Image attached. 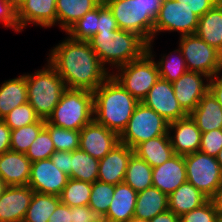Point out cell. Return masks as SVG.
Masks as SVG:
<instances>
[{
  "label": "cell",
  "mask_w": 222,
  "mask_h": 222,
  "mask_svg": "<svg viewBox=\"0 0 222 222\" xmlns=\"http://www.w3.org/2000/svg\"><path fill=\"white\" fill-rule=\"evenodd\" d=\"M216 222H222V214H218Z\"/></svg>",
  "instance_id": "60"
},
{
  "label": "cell",
  "mask_w": 222,
  "mask_h": 222,
  "mask_svg": "<svg viewBox=\"0 0 222 222\" xmlns=\"http://www.w3.org/2000/svg\"><path fill=\"white\" fill-rule=\"evenodd\" d=\"M99 5H108L110 2L114 1V0H96Z\"/></svg>",
  "instance_id": "58"
},
{
  "label": "cell",
  "mask_w": 222,
  "mask_h": 222,
  "mask_svg": "<svg viewBox=\"0 0 222 222\" xmlns=\"http://www.w3.org/2000/svg\"><path fill=\"white\" fill-rule=\"evenodd\" d=\"M32 162L24 153L7 151L0 154V177L7 186H26Z\"/></svg>",
  "instance_id": "21"
},
{
  "label": "cell",
  "mask_w": 222,
  "mask_h": 222,
  "mask_svg": "<svg viewBox=\"0 0 222 222\" xmlns=\"http://www.w3.org/2000/svg\"><path fill=\"white\" fill-rule=\"evenodd\" d=\"M99 160L82 149L72 151L71 174L69 178L94 183L98 180Z\"/></svg>",
  "instance_id": "31"
},
{
  "label": "cell",
  "mask_w": 222,
  "mask_h": 222,
  "mask_svg": "<svg viewBox=\"0 0 222 222\" xmlns=\"http://www.w3.org/2000/svg\"><path fill=\"white\" fill-rule=\"evenodd\" d=\"M199 16L175 0H163L153 27V42L160 32H179L180 36L195 34Z\"/></svg>",
  "instance_id": "11"
},
{
  "label": "cell",
  "mask_w": 222,
  "mask_h": 222,
  "mask_svg": "<svg viewBox=\"0 0 222 222\" xmlns=\"http://www.w3.org/2000/svg\"><path fill=\"white\" fill-rule=\"evenodd\" d=\"M148 13L156 19L163 0H136Z\"/></svg>",
  "instance_id": "51"
},
{
  "label": "cell",
  "mask_w": 222,
  "mask_h": 222,
  "mask_svg": "<svg viewBox=\"0 0 222 222\" xmlns=\"http://www.w3.org/2000/svg\"><path fill=\"white\" fill-rule=\"evenodd\" d=\"M45 128L51 136L55 151L72 152L79 148L80 131L56 127L47 121L45 122Z\"/></svg>",
  "instance_id": "38"
},
{
  "label": "cell",
  "mask_w": 222,
  "mask_h": 222,
  "mask_svg": "<svg viewBox=\"0 0 222 222\" xmlns=\"http://www.w3.org/2000/svg\"><path fill=\"white\" fill-rule=\"evenodd\" d=\"M99 6L72 25L66 35L77 41L88 42L98 32Z\"/></svg>",
  "instance_id": "36"
},
{
  "label": "cell",
  "mask_w": 222,
  "mask_h": 222,
  "mask_svg": "<svg viewBox=\"0 0 222 222\" xmlns=\"http://www.w3.org/2000/svg\"><path fill=\"white\" fill-rule=\"evenodd\" d=\"M187 182L211 199L222 186V170L216 157L201 151L184 155Z\"/></svg>",
  "instance_id": "8"
},
{
  "label": "cell",
  "mask_w": 222,
  "mask_h": 222,
  "mask_svg": "<svg viewBox=\"0 0 222 222\" xmlns=\"http://www.w3.org/2000/svg\"><path fill=\"white\" fill-rule=\"evenodd\" d=\"M10 127L0 119V154L10 151Z\"/></svg>",
  "instance_id": "49"
},
{
  "label": "cell",
  "mask_w": 222,
  "mask_h": 222,
  "mask_svg": "<svg viewBox=\"0 0 222 222\" xmlns=\"http://www.w3.org/2000/svg\"><path fill=\"white\" fill-rule=\"evenodd\" d=\"M195 34L222 54V0L199 17Z\"/></svg>",
  "instance_id": "26"
},
{
  "label": "cell",
  "mask_w": 222,
  "mask_h": 222,
  "mask_svg": "<svg viewBox=\"0 0 222 222\" xmlns=\"http://www.w3.org/2000/svg\"><path fill=\"white\" fill-rule=\"evenodd\" d=\"M168 134L175 154L184 156L199 151L202 132L189 115L170 122Z\"/></svg>",
  "instance_id": "16"
},
{
  "label": "cell",
  "mask_w": 222,
  "mask_h": 222,
  "mask_svg": "<svg viewBox=\"0 0 222 222\" xmlns=\"http://www.w3.org/2000/svg\"><path fill=\"white\" fill-rule=\"evenodd\" d=\"M209 80L207 75L187 71L172 83L175 97L187 115L196 108L199 101L209 91Z\"/></svg>",
  "instance_id": "14"
},
{
  "label": "cell",
  "mask_w": 222,
  "mask_h": 222,
  "mask_svg": "<svg viewBox=\"0 0 222 222\" xmlns=\"http://www.w3.org/2000/svg\"><path fill=\"white\" fill-rule=\"evenodd\" d=\"M218 212L211 199L199 208L180 216V222H216Z\"/></svg>",
  "instance_id": "41"
},
{
  "label": "cell",
  "mask_w": 222,
  "mask_h": 222,
  "mask_svg": "<svg viewBox=\"0 0 222 222\" xmlns=\"http://www.w3.org/2000/svg\"><path fill=\"white\" fill-rule=\"evenodd\" d=\"M209 198L191 183L185 182L168 196V210L181 216L193 209L199 208Z\"/></svg>",
  "instance_id": "24"
},
{
  "label": "cell",
  "mask_w": 222,
  "mask_h": 222,
  "mask_svg": "<svg viewBox=\"0 0 222 222\" xmlns=\"http://www.w3.org/2000/svg\"><path fill=\"white\" fill-rule=\"evenodd\" d=\"M103 66L119 68L140 58L147 51V42L137 33L116 29L97 32L88 41Z\"/></svg>",
  "instance_id": "3"
},
{
  "label": "cell",
  "mask_w": 222,
  "mask_h": 222,
  "mask_svg": "<svg viewBox=\"0 0 222 222\" xmlns=\"http://www.w3.org/2000/svg\"><path fill=\"white\" fill-rule=\"evenodd\" d=\"M120 143L117 133L98 124L95 120L80 130L79 148L100 160Z\"/></svg>",
  "instance_id": "15"
},
{
  "label": "cell",
  "mask_w": 222,
  "mask_h": 222,
  "mask_svg": "<svg viewBox=\"0 0 222 222\" xmlns=\"http://www.w3.org/2000/svg\"><path fill=\"white\" fill-rule=\"evenodd\" d=\"M168 125L169 122L166 119L140 102L136 106L127 127L119 136L120 143L134 149L142 142L167 134Z\"/></svg>",
  "instance_id": "7"
},
{
  "label": "cell",
  "mask_w": 222,
  "mask_h": 222,
  "mask_svg": "<svg viewBox=\"0 0 222 222\" xmlns=\"http://www.w3.org/2000/svg\"><path fill=\"white\" fill-rule=\"evenodd\" d=\"M178 47L188 71L202 73L209 78L220 73L222 54L196 34L180 36Z\"/></svg>",
  "instance_id": "9"
},
{
  "label": "cell",
  "mask_w": 222,
  "mask_h": 222,
  "mask_svg": "<svg viewBox=\"0 0 222 222\" xmlns=\"http://www.w3.org/2000/svg\"><path fill=\"white\" fill-rule=\"evenodd\" d=\"M218 214H222V186L218 189L217 193L211 198Z\"/></svg>",
  "instance_id": "53"
},
{
  "label": "cell",
  "mask_w": 222,
  "mask_h": 222,
  "mask_svg": "<svg viewBox=\"0 0 222 222\" xmlns=\"http://www.w3.org/2000/svg\"><path fill=\"white\" fill-rule=\"evenodd\" d=\"M19 32L28 24L51 28L57 24L56 0H25L17 10Z\"/></svg>",
  "instance_id": "17"
},
{
  "label": "cell",
  "mask_w": 222,
  "mask_h": 222,
  "mask_svg": "<svg viewBox=\"0 0 222 222\" xmlns=\"http://www.w3.org/2000/svg\"><path fill=\"white\" fill-rule=\"evenodd\" d=\"M187 182L184 156L175 154L162 165L153 167L152 185L169 196Z\"/></svg>",
  "instance_id": "20"
},
{
  "label": "cell",
  "mask_w": 222,
  "mask_h": 222,
  "mask_svg": "<svg viewBox=\"0 0 222 222\" xmlns=\"http://www.w3.org/2000/svg\"><path fill=\"white\" fill-rule=\"evenodd\" d=\"M93 120V92L84 89L66 88L47 122L56 127L80 131Z\"/></svg>",
  "instance_id": "5"
},
{
  "label": "cell",
  "mask_w": 222,
  "mask_h": 222,
  "mask_svg": "<svg viewBox=\"0 0 222 222\" xmlns=\"http://www.w3.org/2000/svg\"><path fill=\"white\" fill-rule=\"evenodd\" d=\"M181 5L186 6L199 17L203 16L207 11L212 9L221 0H175Z\"/></svg>",
  "instance_id": "45"
},
{
  "label": "cell",
  "mask_w": 222,
  "mask_h": 222,
  "mask_svg": "<svg viewBox=\"0 0 222 222\" xmlns=\"http://www.w3.org/2000/svg\"><path fill=\"white\" fill-rule=\"evenodd\" d=\"M107 6L118 28L137 33L147 43L153 41L155 19L136 0H114Z\"/></svg>",
  "instance_id": "10"
},
{
  "label": "cell",
  "mask_w": 222,
  "mask_h": 222,
  "mask_svg": "<svg viewBox=\"0 0 222 222\" xmlns=\"http://www.w3.org/2000/svg\"><path fill=\"white\" fill-rule=\"evenodd\" d=\"M0 22L19 33L17 10L7 0H0Z\"/></svg>",
  "instance_id": "43"
},
{
  "label": "cell",
  "mask_w": 222,
  "mask_h": 222,
  "mask_svg": "<svg viewBox=\"0 0 222 222\" xmlns=\"http://www.w3.org/2000/svg\"><path fill=\"white\" fill-rule=\"evenodd\" d=\"M133 153L134 149L123 143L116 145L99 160L98 181L111 185L124 182L127 164Z\"/></svg>",
  "instance_id": "19"
},
{
  "label": "cell",
  "mask_w": 222,
  "mask_h": 222,
  "mask_svg": "<svg viewBox=\"0 0 222 222\" xmlns=\"http://www.w3.org/2000/svg\"><path fill=\"white\" fill-rule=\"evenodd\" d=\"M54 152V143L51 140L48 130L44 127L30 145L26 156L33 163L39 160L49 159Z\"/></svg>",
  "instance_id": "39"
},
{
  "label": "cell",
  "mask_w": 222,
  "mask_h": 222,
  "mask_svg": "<svg viewBox=\"0 0 222 222\" xmlns=\"http://www.w3.org/2000/svg\"><path fill=\"white\" fill-rule=\"evenodd\" d=\"M68 179V175L58 169L49 158L31 164L28 186L37 193L59 196Z\"/></svg>",
  "instance_id": "13"
},
{
  "label": "cell",
  "mask_w": 222,
  "mask_h": 222,
  "mask_svg": "<svg viewBox=\"0 0 222 222\" xmlns=\"http://www.w3.org/2000/svg\"><path fill=\"white\" fill-rule=\"evenodd\" d=\"M50 160L54 165L63 171L68 176L71 174V160L72 152L69 151H55L51 156Z\"/></svg>",
  "instance_id": "46"
},
{
  "label": "cell",
  "mask_w": 222,
  "mask_h": 222,
  "mask_svg": "<svg viewBox=\"0 0 222 222\" xmlns=\"http://www.w3.org/2000/svg\"><path fill=\"white\" fill-rule=\"evenodd\" d=\"M16 10H18L25 0H7Z\"/></svg>",
  "instance_id": "54"
},
{
  "label": "cell",
  "mask_w": 222,
  "mask_h": 222,
  "mask_svg": "<svg viewBox=\"0 0 222 222\" xmlns=\"http://www.w3.org/2000/svg\"><path fill=\"white\" fill-rule=\"evenodd\" d=\"M142 103L153 109L169 123L187 116L175 97L172 83L162 78L157 80Z\"/></svg>",
  "instance_id": "12"
},
{
  "label": "cell",
  "mask_w": 222,
  "mask_h": 222,
  "mask_svg": "<svg viewBox=\"0 0 222 222\" xmlns=\"http://www.w3.org/2000/svg\"><path fill=\"white\" fill-rule=\"evenodd\" d=\"M115 190V185L95 181L92 183V190L90 194L89 207L97 216H104L112 201V196Z\"/></svg>",
  "instance_id": "37"
},
{
  "label": "cell",
  "mask_w": 222,
  "mask_h": 222,
  "mask_svg": "<svg viewBox=\"0 0 222 222\" xmlns=\"http://www.w3.org/2000/svg\"><path fill=\"white\" fill-rule=\"evenodd\" d=\"M34 191L28 186H7L0 197V222H23Z\"/></svg>",
  "instance_id": "18"
},
{
  "label": "cell",
  "mask_w": 222,
  "mask_h": 222,
  "mask_svg": "<svg viewBox=\"0 0 222 222\" xmlns=\"http://www.w3.org/2000/svg\"><path fill=\"white\" fill-rule=\"evenodd\" d=\"M47 61L70 89L94 92L111 75L89 42L77 41L69 36L52 48Z\"/></svg>",
  "instance_id": "1"
},
{
  "label": "cell",
  "mask_w": 222,
  "mask_h": 222,
  "mask_svg": "<svg viewBox=\"0 0 222 222\" xmlns=\"http://www.w3.org/2000/svg\"><path fill=\"white\" fill-rule=\"evenodd\" d=\"M98 6L96 0H56L58 26L66 33L85 13Z\"/></svg>",
  "instance_id": "29"
},
{
  "label": "cell",
  "mask_w": 222,
  "mask_h": 222,
  "mask_svg": "<svg viewBox=\"0 0 222 222\" xmlns=\"http://www.w3.org/2000/svg\"><path fill=\"white\" fill-rule=\"evenodd\" d=\"M71 207L66 204L59 203L55 211L49 217L48 222H72Z\"/></svg>",
  "instance_id": "48"
},
{
  "label": "cell",
  "mask_w": 222,
  "mask_h": 222,
  "mask_svg": "<svg viewBox=\"0 0 222 222\" xmlns=\"http://www.w3.org/2000/svg\"><path fill=\"white\" fill-rule=\"evenodd\" d=\"M202 133L222 129V108L208 91L189 114Z\"/></svg>",
  "instance_id": "23"
},
{
  "label": "cell",
  "mask_w": 222,
  "mask_h": 222,
  "mask_svg": "<svg viewBox=\"0 0 222 222\" xmlns=\"http://www.w3.org/2000/svg\"><path fill=\"white\" fill-rule=\"evenodd\" d=\"M28 102L26 73L0 85V119L15 107Z\"/></svg>",
  "instance_id": "27"
},
{
  "label": "cell",
  "mask_w": 222,
  "mask_h": 222,
  "mask_svg": "<svg viewBox=\"0 0 222 222\" xmlns=\"http://www.w3.org/2000/svg\"><path fill=\"white\" fill-rule=\"evenodd\" d=\"M209 91L216 98L222 108V76L216 74L209 80Z\"/></svg>",
  "instance_id": "50"
},
{
  "label": "cell",
  "mask_w": 222,
  "mask_h": 222,
  "mask_svg": "<svg viewBox=\"0 0 222 222\" xmlns=\"http://www.w3.org/2000/svg\"><path fill=\"white\" fill-rule=\"evenodd\" d=\"M72 222H91L97 217L94 211L87 206L71 207Z\"/></svg>",
  "instance_id": "47"
},
{
  "label": "cell",
  "mask_w": 222,
  "mask_h": 222,
  "mask_svg": "<svg viewBox=\"0 0 222 222\" xmlns=\"http://www.w3.org/2000/svg\"><path fill=\"white\" fill-rule=\"evenodd\" d=\"M152 170L153 168L144 159L133 153L127 164L124 182L137 193L144 191L153 186Z\"/></svg>",
  "instance_id": "30"
},
{
  "label": "cell",
  "mask_w": 222,
  "mask_h": 222,
  "mask_svg": "<svg viewBox=\"0 0 222 222\" xmlns=\"http://www.w3.org/2000/svg\"><path fill=\"white\" fill-rule=\"evenodd\" d=\"M93 94L94 120L120 136L140 102L112 75Z\"/></svg>",
  "instance_id": "2"
},
{
  "label": "cell",
  "mask_w": 222,
  "mask_h": 222,
  "mask_svg": "<svg viewBox=\"0 0 222 222\" xmlns=\"http://www.w3.org/2000/svg\"><path fill=\"white\" fill-rule=\"evenodd\" d=\"M6 187H7V185L5 184L4 180L0 177V197L2 196Z\"/></svg>",
  "instance_id": "55"
},
{
  "label": "cell",
  "mask_w": 222,
  "mask_h": 222,
  "mask_svg": "<svg viewBox=\"0 0 222 222\" xmlns=\"http://www.w3.org/2000/svg\"><path fill=\"white\" fill-rule=\"evenodd\" d=\"M168 210V196L156 187L138 192L134 217L150 221L157 214Z\"/></svg>",
  "instance_id": "28"
},
{
  "label": "cell",
  "mask_w": 222,
  "mask_h": 222,
  "mask_svg": "<svg viewBox=\"0 0 222 222\" xmlns=\"http://www.w3.org/2000/svg\"><path fill=\"white\" fill-rule=\"evenodd\" d=\"M40 118L34 108L27 102L21 106L15 107L2 120L10 127L11 130L35 123Z\"/></svg>",
  "instance_id": "40"
},
{
  "label": "cell",
  "mask_w": 222,
  "mask_h": 222,
  "mask_svg": "<svg viewBox=\"0 0 222 222\" xmlns=\"http://www.w3.org/2000/svg\"><path fill=\"white\" fill-rule=\"evenodd\" d=\"M118 28L116 19L107 5H99L98 32L114 31Z\"/></svg>",
  "instance_id": "44"
},
{
  "label": "cell",
  "mask_w": 222,
  "mask_h": 222,
  "mask_svg": "<svg viewBox=\"0 0 222 222\" xmlns=\"http://www.w3.org/2000/svg\"><path fill=\"white\" fill-rule=\"evenodd\" d=\"M45 122L46 120L39 119L35 123L11 130L10 150L26 154L30 145L45 127Z\"/></svg>",
  "instance_id": "35"
},
{
  "label": "cell",
  "mask_w": 222,
  "mask_h": 222,
  "mask_svg": "<svg viewBox=\"0 0 222 222\" xmlns=\"http://www.w3.org/2000/svg\"><path fill=\"white\" fill-rule=\"evenodd\" d=\"M222 149V129H216L201 134V144L199 151L216 157Z\"/></svg>",
  "instance_id": "42"
},
{
  "label": "cell",
  "mask_w": 222,
  "mask_h": 222,
  "mask_svg": "<svg viewBox=\"0 0 222 222\" xmlns=\"http://www.w3.org/2000/svg\"><path fill=\"white\" fill-rule=\"evenodd\" d=\"M26 81L28 103L40 119L47 121L67 88L63 79L47 61L42 69L27 73Z\"/></svg>",
  "instance_id": "4"
},
{
  "label": "cell",
  "mask_w": 222,
  "mask_h": 222,
  "mask_svg": "<svg viewBox=\"0 0 222 222\" xmlns=\"http://www.w3.org/2000/svg\"><path fill=\"white\" fill-rule=\"evenodd\" d=\"M59 203L57 195L34 192L23 222H48Z\"/></svg>",
  "instance_id": "32"
},
{
  "label": "cell",
  "mask_w": 222,
  "mask_h": 222,
  "mask_svg": "<svg viewBox=\"0 0 222 222\" xmlns=\"http://www.w3.org/2000/svg\"><path fill=\"white\" fill-rule=\"evenodd\" d=\"M221 72H222V61H221V68H220V73H219L222 76Z\"/></svg>",
  "instance_id": "61"
},
{
  "label": "cell",
  "mask_w": 222,
  "mask_h": 222,
  "mask_svg": "<svg viewBox=\"0 0 222 222\" xmlns=\"http://www.w3.org/2000/svg\"><path fill=\"white\" fill-rule=\"evenodd\" d=\"M153 41L147 44V51L138 59L127 63L111 75L139 102L146 97L149 90L160 78L155 55L153 54Z\"/></svg>",
  "instance_id": "6"
},
{
  "label": "cell",
  "mask_w": 222,
  "mask_h": 222,
  "mask_svg": "<svg viewBox=\"0 0 222 222\" xmlns=\"http://www.w3.org/2000/svg\"><path fill=\"white\" fill-rule=\"evenodd\" d=\"M137 194L125 182L115 185L112 201L103 217L108 222H129L134 217Z\"/></svg>",
  "instance_id": "22"
},
{
  "label": "cell",
  "mask_w": 222,
  "mask_h": 222,
  "mask_svg": "<svg viewBox=\"0 0 222 222\" xmlns=\"http://www.w3.org/2000/svg\"><path fill=\"white\" fill-rule=\"evenodd\" d=\"M134 154L144 159L153 168L169 160L175 152L167 133L138 144L134 148Z\"/></svg>",
  "instance_id": "25"
},
{
  "label": "cell",
  "mask_w": 222,
  "mask_h": 222,
  "mask_svg": "<svg viewBox=\"0 0 222 222\" xmlns=\"http://www.w3.org/2000/svg\"><path fill=\"white\" fill-rule=\"evenodd\" d=\"M216 160L220 164L221 170H222V149L219 151V153L216 156Z\"/></svg>",
  "instance_id": "56"
},
{
  "label": "cell",
  "mask_w": 222,
  "mask_h": 222,
  "mask_svg": "<svg viewBox=\"0 0 222 222\" xmlns=\"http://www.w3.org/2000/svg\"><path fill=\"white\" fill-rule=\"evenodd\" d=\"M161 56V59L156 62L159 69L160 78L173 83L177 81L185 72L188 71L185 59L180 48L175 49L167 55L164 54Z\"/></svg>",
  "instance_id": "34"
},
{
  "label": "cell",
  "mask_w": 222,
  "mask_h": 222,
  "mask_svg": "<svg viewBox=\"0 0 222 222\" xmlns=\"http://www.w3.org/2000/svg\"><path fill=\"white\" fill-rule=\"evenodd\" d=\"M149 222H180V217L174 212L167 210L163 213L157 214Z\"/></svg>",
  "instance_id": "52"
},
{
  "label": "cell",
  "mask_w": 222,
  "mask_h": 222,
  "mask_svg": "<svg viewBox=\"0 0 222 222\" xmlns=\"http://www.w3.org/2000/svg\"><path fill=\"white\" fill-rule=\"evenodd\" d=\"M92 183L69 178L59 195L60 202L69 207L87 206L90 202Z\"/></svg>",
  "instance_id": "33"
},
{
  "label": "cell",
  "mask_w": 222,
  "mask_h": 222,
  "mask_svg": "<svg viewBox=\"0 0 222 222\" xmlns=\"http://www.w3.org/2000/svg\"><path fill=\"white\" fill-rule=\"evenodd\" d=\"M129 222H149L148 220L133 217Z\"/></svg>",
  "instance_id": "59"
},
{
  "label": "cell",
  "mask_w": 222,
  "mask_h": 222,
  "mask_svg": "<svg viewBox=\"0 0 222 222\" xmlns=\"http://www.w3.org/2000/svg\"><path fill=\"white\" fill-rule=\"evenodd\" d=\"M91 222H108V221L104 217H102V216H97Z\"/></svg>",
  "instance_id": "57"
}]
</instances>
